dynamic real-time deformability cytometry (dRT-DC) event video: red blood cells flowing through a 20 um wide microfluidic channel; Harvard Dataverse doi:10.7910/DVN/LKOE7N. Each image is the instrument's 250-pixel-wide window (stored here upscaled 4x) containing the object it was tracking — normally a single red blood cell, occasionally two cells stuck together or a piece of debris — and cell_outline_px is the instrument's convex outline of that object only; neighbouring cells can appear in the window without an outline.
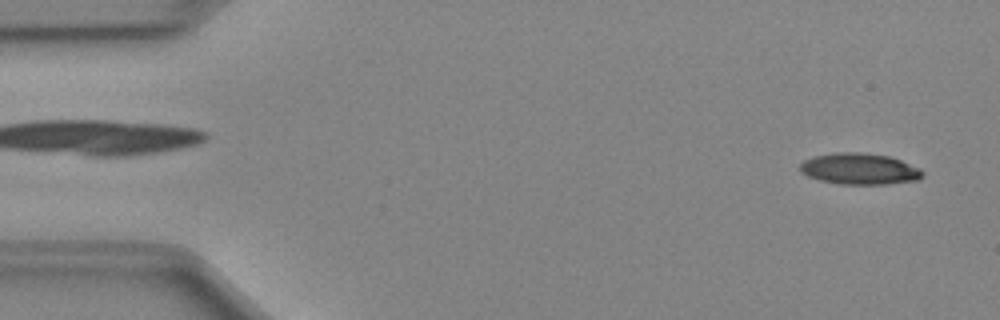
{"species": "Egyptian fruit bat (a non-hibernating species)", "species_latin": "Rousettus aegyptiacus", "temperature_condition": "cold", "stored_images_in_passage": 50, "camera_frame_rate_fps": 3000, "um_per_image_px": 0.085, "animal": {"sex": "female"}, "frame": {"image": 1, "passage_image": 3, "time_ms": 0.667, "image_size_px": [1000, 320], "cell_outline_px": [[924, 176], [916, 180], [888, 184], [840, 184], [820, 180], [808, 176], [800, 172], [800, 164], [804, 160], [816, 156], [836, 152], [860, 152], [888, 156], [900, 160], [920, 168], [924, 172]], "centroid_in_image_um": [73.07, 14.36], "position_along_channel_um": 11.9, "area_um2": 22.25}}
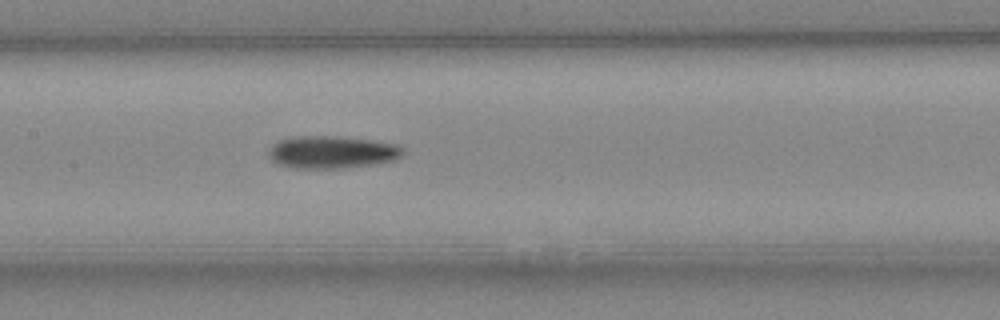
{"frame": {"image": 2, "passage_image": 24, "time_ms": 7.667, "image_size_px": [1000, 320], "cell_outline_px": [[404, 152], [400, 156], [392, 160], [372, 164], [340, 168], [296, 168], [280, 164], [272, 160], [268, 156], [268, 148], [276, 140], [292, 136], [336, 136], [372, 140], [396, 144], [404, 148]], "centroid_in_image_um": [28.16, 12.91], "position_along_channel_um": 179.2, "area_um2": 25.43}}
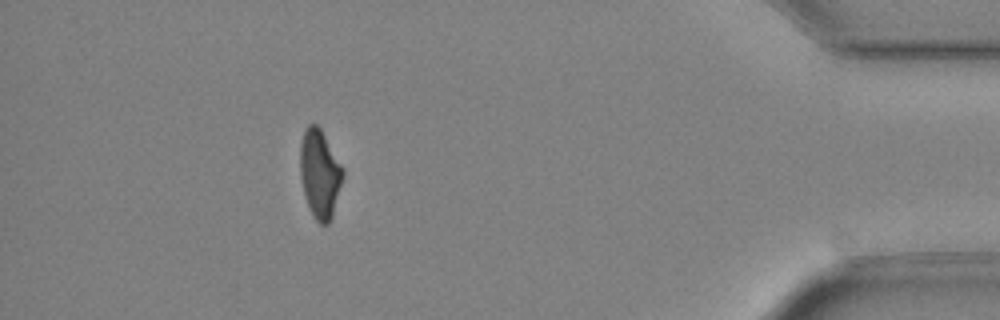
{"frame": {"image": 3, "passage_image": 45, "time_ms": 14.667, "image_size_px": [1000, 320], "cell_outline_px": [[344, 176], [332, 216], [328, 224], [320, 224], [312, 216], [304, 196], [300, 176], [300, 144], [304, 132], [308, 124], [316, 124], [320, 128], [344, 168]], "centroid_in_image_um": [27.18, 14.79], "position_along_channel_um": 408.0, "area_um2": 22.14}, "authors_computed_cell_mechanics": {"area_um2": 23.1778, "velocity_mm_per_s": 4.0352, "shape_relaxation_time_tau1_ms": 9.9539, "shape_relaxation_time_tau2_ms": null, "deformation_change_tau1": 0.2081, "deformation_change_tau2": null}}